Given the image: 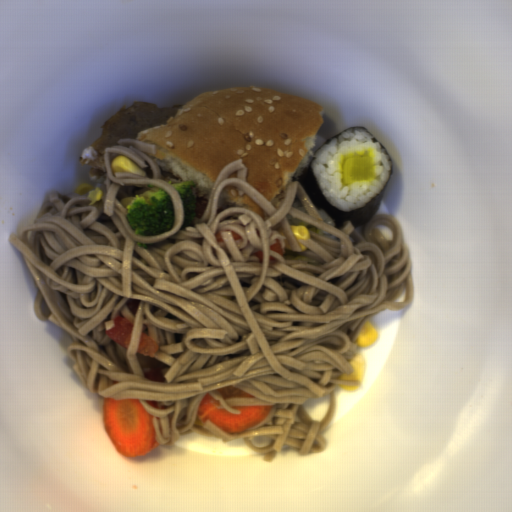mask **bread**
<instances>
[{
    "mask_svg": "<svg viewBox=\"0 0 512 512\" xmlns=\"http://www.w3.org/2000/svg\"><path fill=\"white\" fill-rule=\"evenodd\" d=\"M325 107L267 87H219L193 97L160 126L135 140L171 184L194 181L195 217L202 218L224 165L242 159L245 182L271 203L293 181L314 147Z\"/></svg>",
    "mask_w": 512,
    "mask_h": 512,
    "instance_id": "8d2b1439",
    "label": "bread"
}]
</instances>
